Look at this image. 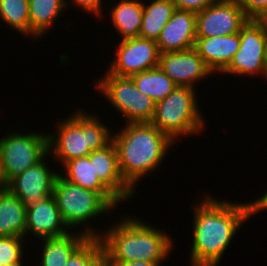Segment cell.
<instances>
[{"label": "cell", "instance_id": "1", "mask_svg": "<svg viewBox=\"0 0 267 266\" xmlns=\"http://www.w3.org/2000/svg\"><path fill=\"white\" fill-rule=\"evenodd\" d=\"M211 196L206 194L193 209L191 266H218L234 235L254 215L253 202L232 203Z\"/></svg>", "mask_w": 267, "mask_h": 266}, {"label": "cell", "instance_id": "2", "mask_svg": "<svg viewBox=\"0 0 267 266\" xmlns=\"http://www.w3.org/2000/svg\"><path fill=\"white\" fill-rule=\"evenodd\" d=\"M103 231L100 241L104 249L105 263L149 261L163 263L171 254L173 239L167 232L150 226L144 220L123 215Z\"/></svg>", "mask_w": 267, "mask_h": 266}, {"label": "cell", "instance_id": "3", "mask_svg": "<svg viewBox=\"0 0 267 266\" xmlns=\"http://www.w3.org/2000/svg\"><path fill=\"white\" fill-rule=\"evenodd\" d=\"M123 129L112 134L118 163L124 181L133 189L141 178L163 163L173 142L150 123H125Z\"/></svg>", "mask_w": 267, "mask_h": 266}, {"label": "cell", "instance_id": "4", "mask_svg": "<svg viewBox=\"0 0 267 266\" xmlns=\"http://www.w3.org/2000/svg\"><path fill=\"white\" fill-rule=\"evenodd\" d=\"M96 115L77 110L63 121H58L57 131L48 133L49 156L53 155L58 163L64 165L69 160L86 157L91 151L109 145L113 131Z\"/></svg>", "mask_w": 267, "mask_h": 266}, {"label": "cell", "instance_id": "5", "mask_svg": "<svg viewBox=\"0 0 267 266\" xmlns=\"http://www.w3.org/2000/svg\"><path fill=\"white\" fill-rule=\"evenodd\" d=\"M53 196L65 226L72 229V227L83 226L84 223L87 227H83L86 229H81L80 233L88 238H100L102 232H98L99 230H95L86 223L94 217L103 216L109 211L111 213V210L115 209L103 194L68 182L60 172L53 185Z\"/></svg>", "mask_w": 267, "mask_h": 266}, {"label": "cell", "instance_id": "6", "mask_svg": "<svg viewBox=\"0 0 267 266\" xmlns=\"http://www.w3.org/2000/svg\"><path fill=\"white\" fill-rule=\"evenodd\" d=\"M196 88L177 86L163 100L156 102L150 124L166 134L173 142L179 137L198 134L205 120L198 106ZM176 139V141H175Z\"/></svg>", "mask_w": 267, "mask_h": 266}, {"label": "cell", "instance_id": "7", "mask_svg": "<svg viewBox=\"0 0 267 266\" xmlns=\"http://www.w3.org/2000/svg\"><path fill=\"white\" fill-rule=\"evenodd\" d=\"M103 75L95 81V88L119 111L118 114L124 116L127 123H150L156 102L139 91L131 77L107 71Z\"/></svg>", "mask_w": 267, "mask_h": 266}, {"label": "cell", "instance_id": "8", "mask_svg": "<svg viewBox=\"0 0 267 266\" xmlns=\"http://www.w3.org/2000/svg\"><path fill=\"white\" fill-rule=\"evenodd\" d=\"M9 133L0 138V161L10 181L48 156L49 137L44 132Z\"/></svg>", "mask_w": 267, "mask_h": 266}, {"label": "cell", "instance_id": "9", "mask_svg": "<svg viewBox=\"0 0 267 266\" xmlns=\"http://www.w3.org/2000/svg\"><path fill=\"white\" fill-rule=\"evenodd\" d=\"M239 50L221 74L263 75L267 72V20H248L239 32Z\"/></svg>", "mask_w": 267, "mask_h": 266}, {"label": "cell", "instance_id": "10", "mask_svg": "<svg viewBox=\"0 0 267 266\" xmlns=\"http://www.w3.org/2000/svg\"><path fill=\"white\" fill-rule=\"evenodd\" d=\"M116 48L115 59L107 72L128 76L159 67L160 51L156 41L135 37L121 40Z\"/></svg>", "mask_w": 267, "mask_h": 266}, {"label": "cell", "instance_id": "11", "mask_svg": "<svg viewBox=\"0 0 267 266\" xmlns=\"http://www.w3.org/2000/svg\"><path fill=\"white\" fill-rule=\"evenodd\" d=\"M248 20L238 0H216L196 13V37L239 33Z\"/></svg>", "mask_w": 267, "mask_h": 266}, {"label": "cell", "instance_id": "12", "mask_svg": "<svg viewBox=\"0 0 267 266\" xmlns=\"http://www.w3.org/2000/svg\"><path fill=\"white\" fill-rule=\"evenodd\" d=\"M159 67L180 87L196 88V81L214 75L194 48L161 53Z\"/></svg>", "mask_w": 267, "mask_h": 266}, {"label": "cell", "instance_id": "13", "mask_svg": "<svg viewBox=\"0 0 267 266\" xmlns=\"http://www.w3.org/2000/svg\"><path fill=\"white\" fill-rule=\"evenodd\" d=\"M43 159L9 181V191L26 206L53 195V185L59 173L49 169Z\"/></svg>", "mask_w": 267, "mask_h": 266}, {"label": "cell", "instance_id": "14", "mask_svg": "<svg viewBox=\"0 0 267 266\" xmlns=\"http://www.w3.org/2000/svg\"><path fill=\"white\" fill-rule=\"evenodd\" d=\"M67 230L53 195L27 206L25 237L31 232L42 240L63 236Z\"/></svg>", "mask_w": 267, "mask_h": 266}, {"label": "cell", "instance_id": "15", "mask_svg": "<svg viewBox=\"0 0 267 266\" xmlns=\"http://www.w3.org/2000/svg\"><path fill=\"white\" fill-rule=\"evenodd\" d=\"M195 41L196 13L176 9L156 43L160 53H169L194 48Z\"/></svg>", "mask_w": 267, "mask_h": 266}, {"label": "cell", "instance_id": "16", "mask_svg": "<svg viewBox=\"0 0 267 266\" xmlns=\"http://www.w3.org/2000/svg\"><path fill=\"white\" fill-rule=\"evenodd\" d=\"M239 33L214 36L196 37L194 49L213 72L221 73L239 50Z\"/></svg>", "mask_w": 267, "mask_h": 266}, {"label": "cell", "instance_id": "17", "mask_svg": "<svg viewBox=\"0 0 267 266\" xmlns=\"http://www.w3.org/2000/svg\"><path fill=\"white\" fill-rule=\"evenodd\" d=\"M94 169L99 180L122 202L135 196L121 175L118 154L111 142L104 149L94 151Z\"/></svg>", "mask_w": 267, "mask_h": 266}, {"label": "cell", "instance_id": "18", "mask_svg": "<svg viewBox=\"0 0 267 266\" xmlns=\"http://www.w3.org/2000/svg\"><path fill=\"white\" fill-rule=\"evenodd\" d=\"M61 176L68 182L103 194L114 206L122 203L97 177L94 169V151L86 157L66 162Z\"/></svg>", "mask_w": 267, "mask_h": 266}, {"label": "cell", "instance_id": "19", "mask_svg": "<svg viewBox=\"0 0 267 266\" xmlns=\"http://www.w3.org/2000/svg\"><path fill=\"white\" fill-rule=\"evenodd\" d=\"M27 206L9 190L0 193V237L25 238Z\"/></svg>", "mask_w": 267, "mask_h": 266}, {"label": "cell", "instance_id": "20", "mask_svg": "<svg viewBox=\"0 0 267 266\" xmlns=\"http://www.w3.org/2000/svg\"><path fill=\"white\" fill-rule=\"evenodd\" d=\"M115 5V6H114ZM112 5L110 17L121 40L139 36L143 16V2L141 0H122Z\"/></svg>", "mask_w": 267, "mask_h": 266}, {"label": "cell", "instance_id": "21", "mask_svg": "<svg viewBox=\"0 0 267 266\" xmlns=\"http://www.w3.org/2000/svg\"><path fill=\"white\" fill-rule=\"evenodd\" d=\"M82 233L70 230L60 237L42 239V259L39 266H65L71 254L87 239Z\"/></svg>", "mask_w": 267, "mask_h": 266}, {"label": "cell", "instance_id": "22", "mask_svg": "<svg viewBox=\"0 0 267 266\" xmlns=\"http://www.w3.org/2000/svg\"><path fill=\"white\" fill-rule=\"evenodd\" d=\"M66 9V0H28L31 37L44 36Z\"/></svg>", "mask_w": 267, "mask_h": 266}, {"label": "cell", "instance_id": "23", "mask_svg": "<svg viewBox=\"0 0 267 266\" xmlns=\"http://www.w3.org/2000/svg\"><path fill=\"white\" fill-rule=\"evenodd\" d=\"M175 10L171 0H152L149 4L144 2L139 37L156 41Z\"/></svg>", "mask_w": 267, "mask_h": 266}, {"label": "cell", "instance_id": "24", "mask_svg": "<svg viewBox=\"0 0 267 266\" xmlns=\"http://www.w3.org/2000/svg\"><path fill=\"white\" fill-rule=\"evenodd\" d=\"M130 77L137 89L155 102L163 100L177 87L160 67L136 73Z\"/></svg>", "mask_w": 267, "mask_h": 266}, {"label": "cell", "instance_id": "25", "mask_svg": "<svg viewBox=\"0 0 267 266\" xmlns=\"http://www.w3.org/2000/svg\"><path fill=\"white\" fill-rule=\"evenodd\" d=\"M0 19L21 35L30 36L28 0H0Z\"/></svg>", "mask_w": 267, "mask_h": 266}, {"label": "cell", "instance_id": "26", "mask_svg": "<svg viewBox=\"0 0 267 266\" xmlns=\"http://www.w3.org/2000/svg\"><path fill=\"white\" fill-rule=\"evenodd\" d=\"M65 266H106L100 238H87L71 254Z\"/></svg>", "mask_w": 267, "mask_h": 266}, {"label": "cell", "instance_id": "27", "mask_svg": "<svg viewBox=\"0 0 267 266\" xmlns=\"http://www.w3.org/2000/svg\"><path fill=\"white\" fill-rule=\"evenodd\" d=\"M25 240L18 236L0 237V264H22Z\"/></svg>", "mask_w": 267, "mask_h": 266}, {"label": "cell", "instance_id": "28", "mask_svg": "<svg viewBox=\"0 0 267 266\" xmlns=\"http://www.w3.org/2000/svg\"><path fill=\"white\" fill-rule=\"evenodd\" d=\"M249 20H267V0H238Z\"/></svg>", "mask_w": 267, "mask_h": 266}, {"label": "cell", "instance_id": "29", "mask_svg": "<svg viewBox=\"0 0 267 266\" xmlns=\"http://www.w3.org/2000/svg\"><path fill=\"white\" fill-rule=\"evenodd\" d=\"M70 2L72 4H74V7H79V9L81 10L82 9V12L83 11H86L88 12L89 14H94L97 16H102L101 14H103L101 11H102V4H103V0H70ZM69 0H66V6L68 8H70V5H69Z\"/></svg>", "mask_w": 267, "mask_h": 266}, {"label": "cell", "instance_id": "30", "mask_svg": "<svg viewBox=\"0 0 267 266\" xmlns=\"http://www.w3.org/2000/svg\"><path fill=\"white\" fill-rule=\"evenodd\" d=\"M216 0H171L176 9L193 11L195 13L204 10Z\"/></svg>", "mask_w": 267, "mask_h": 266}, {"label": "cell", "instance_id": "31", "mask_svg": "<svg viewBox=\"0 0 267 266\" xmlns=\"http://www.w3.org/2000/svg\"><path fill=\"white\" fill-rule=\"evenodd\" d=\"M161 264L162 263H155L143 260L127 263H105L106 266H162Z\"/></svg>", "mask_w": 267, "mask_h": 266}, {"label": "cell", "instance_id": "32", "mask_svg": "<svg viewBox=\"0 0 267 266\" xmlns=\"http://www.w3.org/2000/svg\"><path fill=\"white\" fill-rule=\"evenodd\" d=\"M254 204V214H258V212L267 210V191L262 194L261 197L257 198L253 201Z\"/></svg>", "mask_w": 267, "mask_h": 266}, {"label": "cell", "instance_id": "33", "mask_svg": "<svg viewBox=\"0 0 267 266\" xmlns=\"http://www.w3.org/2000/svg\"><path fill=\"white\" fill-rule=\"evenodd\" d=\"M8 190H9V180L7 179V176L3 169V165L0 161V193H3Z\"/></svg>", "mask_w": 267, "mask_h": 266}, {"label": "cell", "instance_id": "34", "mask_svg": "<svg viewBox=\"0 0 267 266\" xmlns=\"http://www.w3.org/2000/svg\"><path fill=\"white\" fill-rule=\"evenodd\" d=\"M0 266H23V264H0Z\"/></svg>", "mask_w": 267, "mask_h": 266}]
</instances>
